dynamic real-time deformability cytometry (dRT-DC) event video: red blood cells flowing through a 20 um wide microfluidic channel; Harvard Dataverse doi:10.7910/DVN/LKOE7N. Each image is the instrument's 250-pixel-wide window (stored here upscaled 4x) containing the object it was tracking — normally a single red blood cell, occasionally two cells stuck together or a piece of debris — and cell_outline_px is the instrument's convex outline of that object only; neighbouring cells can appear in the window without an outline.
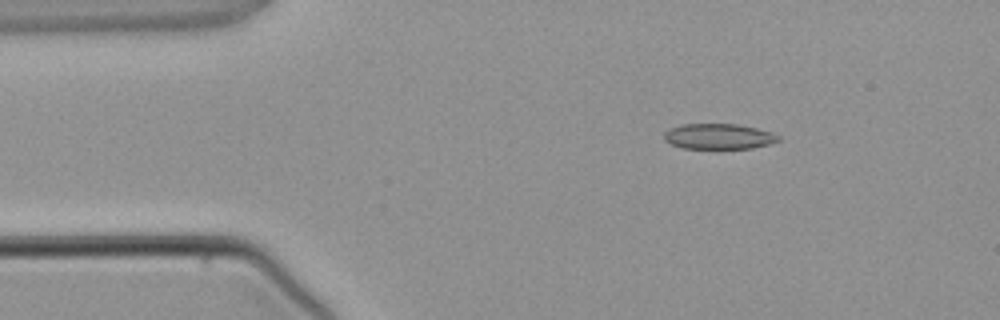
{"species": "common noctule bat (a hibernating species)", "species_latin": "Nyctalus noctula", "temperature_condition": "warm", "stored_images_in_passage": 3, "camera_frame_rate_fps": 3000, "um_per_image_px": 0.085, "animal": {"sex": "male", "body_mass_g": 21.5, "forearm_length_mm": 52.0}, "frame": {"image": 1, "passage_image": 1, "time_ms": 0.0, "image_size_px": [1000, 320], "cell_outline_px": [[780, 140], [768, 144], [752, 148], [684, 148], [672, 144], [664, 140], [664, 132], [668, 128], [680, 124], [736, 124], [756, 128], [772, 132], [780, 136]], "centroid_in_image_um": [61.07, 11.58], "position_along_channel_um": 23.9, "area_um2": 16.94}}
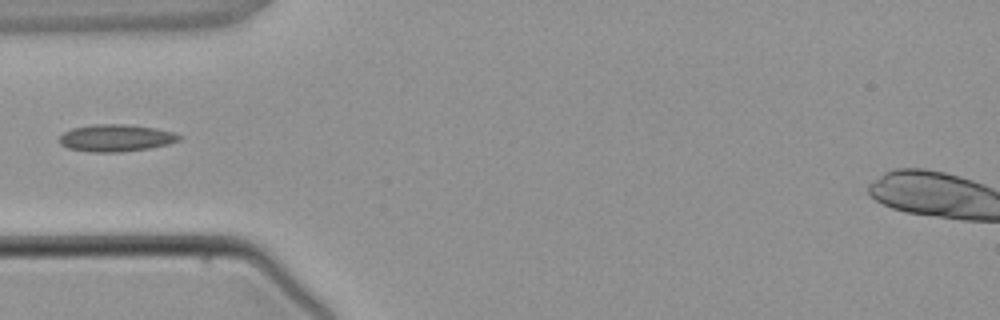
{"frame": {"image": 2, "passage_image": 3, "time_ms": 2.333, "image_size_px": [1000, 320], "cell_outline_px": [[184, 136], [180, 140], [168, 144], [148, 148], [120, 152], [92, 152], [68, 148], [60, 144], [56, 140], [64, 132], [72, 128], [92, 124], [128, 124], [156, 128], [172, 132]], "centroid_in_image_um": [9.84, 11.72], "position_along_channel_um": 75.2, "area_um2": 19.07}}